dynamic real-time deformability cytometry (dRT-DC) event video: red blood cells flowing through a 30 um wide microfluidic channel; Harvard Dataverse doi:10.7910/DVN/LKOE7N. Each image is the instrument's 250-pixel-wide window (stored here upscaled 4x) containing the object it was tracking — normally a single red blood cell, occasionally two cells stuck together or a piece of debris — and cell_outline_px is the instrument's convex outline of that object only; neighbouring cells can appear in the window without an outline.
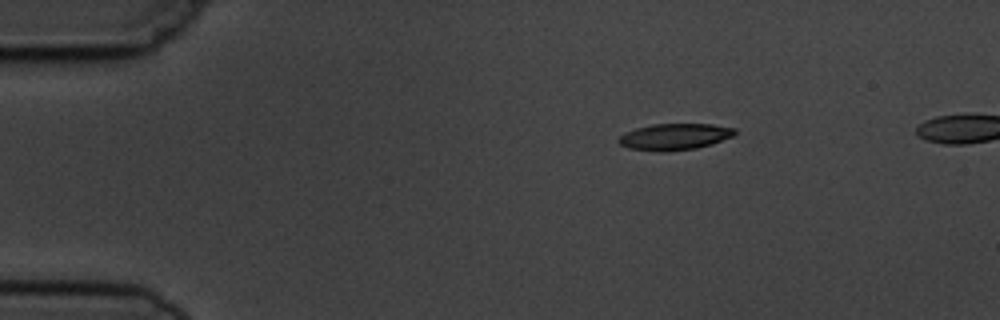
{"species": "common noctule bat (a hibernating species)", "species_latin": "Nyctalus noctula", "temperature_condition": "cold", "stored_images_in_passage": 4, "camera_frame_rate_fps": 3000, "um_per_image_px": 0.085, "animal": {"sex": "male", "body_mass_g": 19.5, "forearm_length_mm": 54.6}, "frame": {"image": 1, "passage_image": 1, "time_ms": 0.0, "image_size_px": [1000, 320], "cell_outline_px": [[736, 132], [732, 136], [712, 144], [696, 148], [668, 152], [660, 152], [628, 148], [620, 144], [616, 140], [620, 136], [636, 128], [652, 124], [712, 124], [736, 128]], "centroid_in_image_um": [57.34, 11.63], "position_along_channel_um": 27.7, "area_um2": 17.92}}